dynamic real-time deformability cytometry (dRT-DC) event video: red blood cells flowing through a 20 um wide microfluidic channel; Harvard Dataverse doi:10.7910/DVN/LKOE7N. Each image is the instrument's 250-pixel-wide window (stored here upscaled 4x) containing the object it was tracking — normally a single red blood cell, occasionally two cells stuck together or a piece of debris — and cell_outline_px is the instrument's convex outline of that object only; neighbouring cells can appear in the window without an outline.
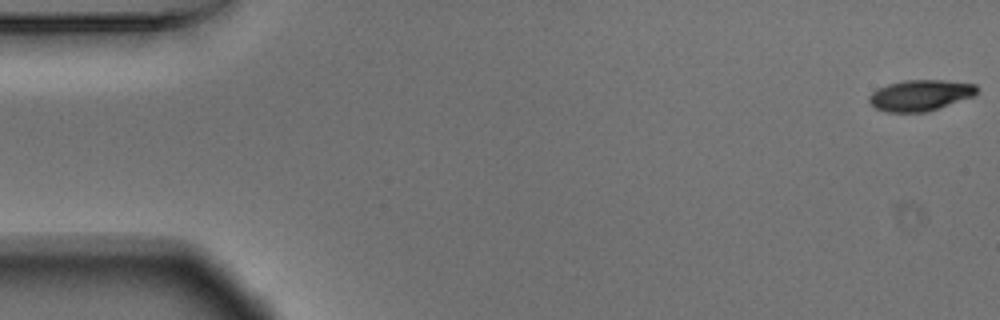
{"species": "Egyptian fruit bat (a non-hibernating species)", "species_latin": "Rousettus aegyptiacus", "temperature_condition": "warm", "stored_images_in_passage": 55, "camera_frame_rate_fps": 3000, "um_per_image_px": 0.085, "animal": {"sex": "male"}, "frame": {"image": 1, "passage_image": 1, "time_ms": 0.0, "image_size_px": [1000, 320], "cell_outline_px": [[980, 88], [976, 96], [924, 112], [888, 112], [876, 108], [868, 100], [868, 96], [876, 88], [888, 84], [904, 80], [944, 80], [976, 84]], "centroid_in_image_um": [78.25, 8.08], "position_along_channel_um": 6.7, "area_um2": 19.59}}
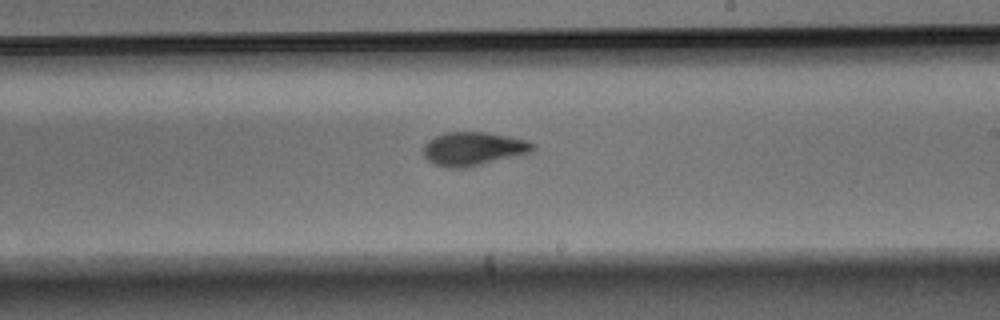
{"frame": {"image": 2, "passage_image": 32, "time_ms": 10.333, "image_size_px": [1000, 320], "cell_outline_px": [[536, 148], [532, 152], [520, 156], [464, 168], [448, 168], [436, 164], [428, 160], [424, 156], [424, 144], [428, 140], [436, 136], [448, 132], [488, 132], [528, 140], [536, 144]], "centroid_in_image_um": [40.3, 12.64], "position_along_channel_um": 248.7, "area_um2": 21.62}}
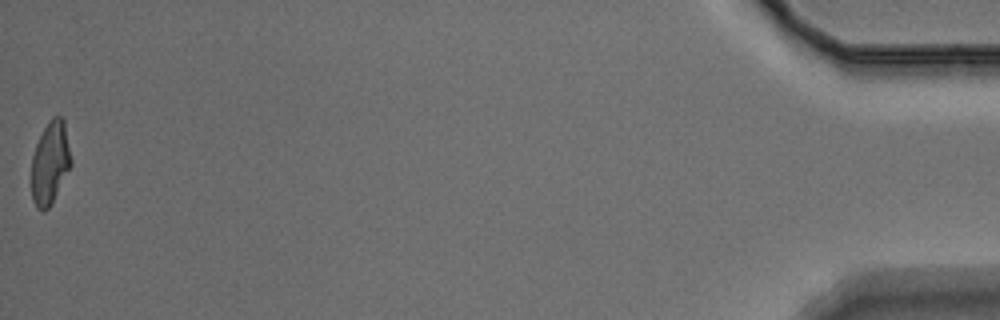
{"frame": {"image": 3, "passage_image": 55, "time_ms": 18.0, "image_size_px": [1000, 320], "cell_outline_px": [[72, 164], [52, 204], [44, 212], [36, 208], [32, 200], [32, 156], [36, 144], [44, 128], [52, 116], [60, 116], [64, 120], [72, 160]], "centroid_in_image_um": [4.27, 13.87], "position_along_channel_um": 430.9, "area_um2": 19.19}, "authors_computed_cell_mechanics": {"area_um2": 20.519, "velocity_mm_per_s": 3.6818, "shape_relaxation_time_tau1_ms": 3.9227, "shape_relaxation_time_tau2_ms": 2.2001, "deformation_change_tau1": 0.175, "deformation_change_tau2": 0.0808}}